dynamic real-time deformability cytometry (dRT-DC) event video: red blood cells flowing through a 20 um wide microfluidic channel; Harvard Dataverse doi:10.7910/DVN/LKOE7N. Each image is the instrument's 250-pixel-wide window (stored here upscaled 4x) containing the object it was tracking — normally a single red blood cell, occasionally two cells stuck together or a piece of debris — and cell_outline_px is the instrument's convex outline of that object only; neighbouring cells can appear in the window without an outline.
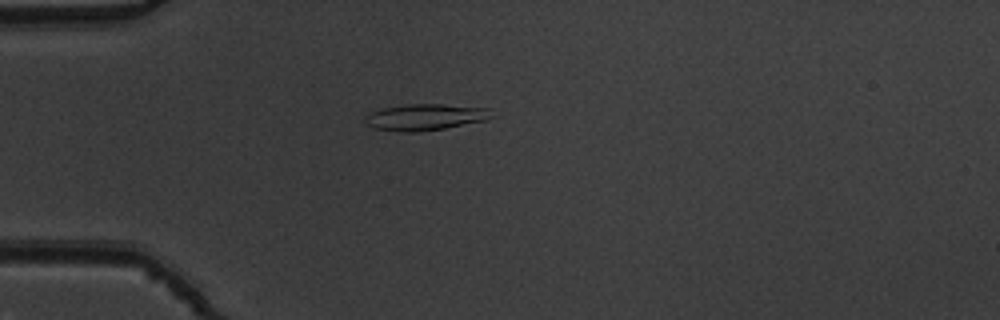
{"species": "common noctule bat (a hibernating species)", "species_latin": "Nyctalus noctula", "temperature_condition": "warm", "stored_images_in_passage": 42, "camera_frame_rate_fps": 3000, "um_per_image_px": 0.085, "animal": {"sex": "male", "body_mass_g": 19.5, "forearm_length_mm": 54.6}, "frame": {"image": 1, "passage_image": 4, "time_ms": 1.0, "image_size_px": [1000, 320], "cell_outline_px": [[496, 116], [488, 120], [444, 128], [416, 132], [400, 132], [376, 128], [368, 124], [364, 120], [364, 116], [368, 112], [380, 108], [404, 104], [440, 104], [492, 108]], "centroid_in_image_um": [36.19, 9.94], "position_along_channel_um": 48.8, "area_um2": 19.83}}
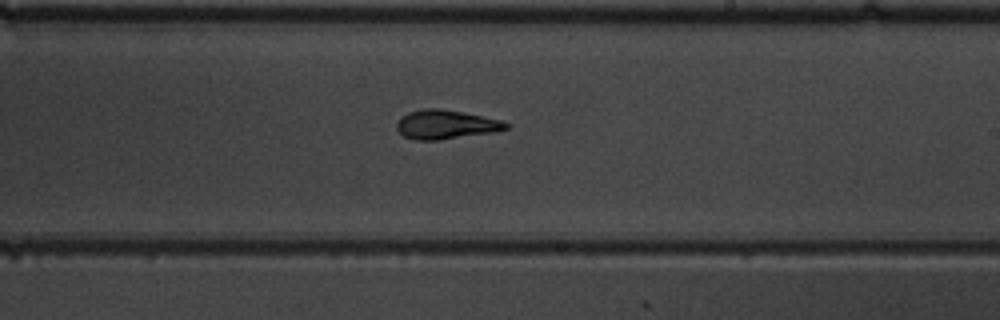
{"frame": {"image": 2, "passage_image": 21, "time_ms": 6.667, "image_size_px": [1000, 320], "cell_outline_px": [[512, 124], [508, 128], [492, 132], [440, 140], [416, 140], [404, 136], [396, 128], [396, 124], [400, 116], [408, 112], [424, 108], [440, 108], [500, 120]], "centroid_in_image_um": [37.85, 10.58], "position_along_channel_um": 251.1, "area_um2": 18.38}}
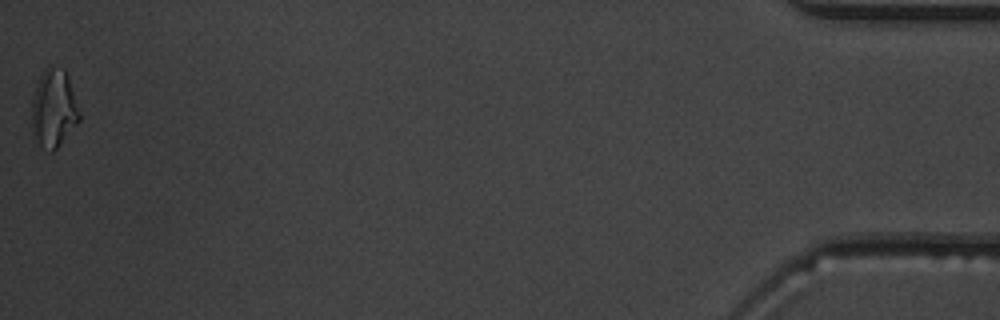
{"frame": {"image": 3, "passage_image": 42, "time_ms": 13.667, "image_size_px": [1000, 320], "cell_outline_px": [[80, 120], [56, 148], [52, 152], [32, 140], [32, 100], [40, 76], [44, 68], [48, 64], [52, 64], [64, 68], [68, 76], [80, 112]], "centroid_in_image_um": [4.56, 9.18], "position_along_channel_um": 430.6, "area_um2": 21.79}, "authors_computed_cell_mechanics": {"area_um2": 18.4382, "velocity_mm_per_s": 3.8666, "shape_relaxation_time_tau1_ms": 4.8127, "shape_relaxation_time_tau2_ms": 2.2534, "deformation_change_tau1": 0.1817, "deformation_change_tau2": 0.0845}}